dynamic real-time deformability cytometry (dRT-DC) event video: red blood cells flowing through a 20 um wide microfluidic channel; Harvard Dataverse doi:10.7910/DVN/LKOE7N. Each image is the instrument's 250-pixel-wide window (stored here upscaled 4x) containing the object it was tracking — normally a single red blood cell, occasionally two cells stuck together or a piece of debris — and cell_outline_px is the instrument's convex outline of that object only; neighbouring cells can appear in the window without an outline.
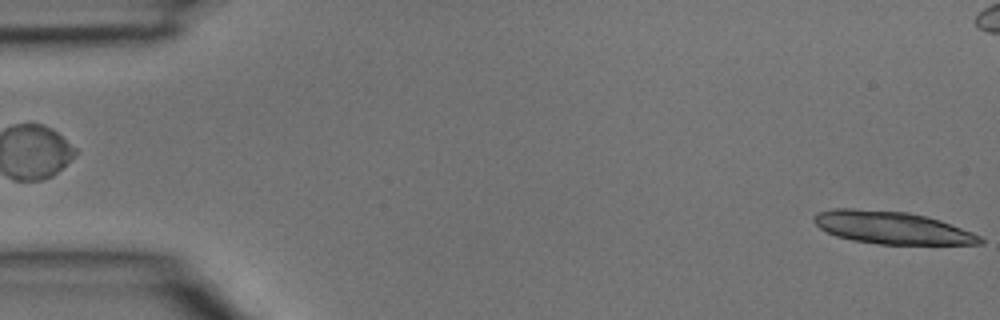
{"species": "common noctule bat (a hibernating species)", "species_latin": "Nyctalus noctula", "temperature_condition": "room temperature", "stored_images_in_passage": 4, "segment_of_instrument_passage": [2, 2], "camera_frame_rate_fps": 3000, "um_per_image_px": 0.085, "animal": {"sex": "male", "body_mass_g": 15.6}, "frame": {"image": 1, "passage_image": 4, "time_ms": 1.0, "image_size_px": [1000, 320], "cell_outline_px": [[984, 244], [880, 244], [852, 240], [836, 236], [820, 228], [812, 220], [812, 216], [820, 212], [832, 208], [852, 208], [908, 212], [940, 220], [972, 232], [980, 236], [984, 240]], "centroid_in_image_um": [75.8, 19.35], "position_along_channel_um": 9.2, "area_um2": 31.39}}